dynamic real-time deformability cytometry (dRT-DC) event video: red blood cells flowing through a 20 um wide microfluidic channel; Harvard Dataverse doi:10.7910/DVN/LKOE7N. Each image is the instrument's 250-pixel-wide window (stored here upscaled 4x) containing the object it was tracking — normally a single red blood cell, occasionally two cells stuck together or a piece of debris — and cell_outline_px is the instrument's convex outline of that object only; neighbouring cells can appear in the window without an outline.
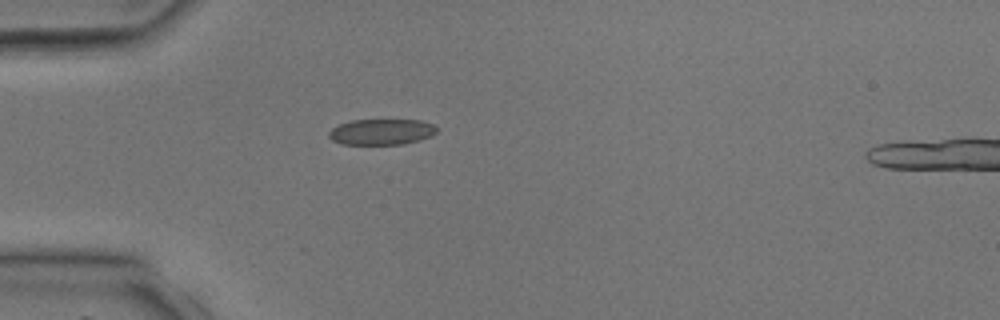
{"species": "common noctule bat (a hibernating species)", "species_latin": "Nyctalus noctula", "temperature_condition": "room temperature", "stored_images_in_passage": 2, "camera_frame_rate_fps": 3000, "um_per_image_px": 0.085, "animal": {"sex": "male", "body_mass_g": 17.9, "forearm_length_mm": 54.2}, "frame": {"image": 1, "passage_image": 1, "time_ms": 0.0, "image_size_px": [1000, 320], "cell_outline_px": [[440, 128], [432, 136], [420, 140], [404, 144], [340, 144], [332, 140], [328, 136], [328, 132], [332, 128], [340, 124], [352, 120], [420, 120], [432, 124]], "centroid_in_image_um": [32.45, 11.21], "position_along_channel_um": 52.6, "area_um2": 16.36}}